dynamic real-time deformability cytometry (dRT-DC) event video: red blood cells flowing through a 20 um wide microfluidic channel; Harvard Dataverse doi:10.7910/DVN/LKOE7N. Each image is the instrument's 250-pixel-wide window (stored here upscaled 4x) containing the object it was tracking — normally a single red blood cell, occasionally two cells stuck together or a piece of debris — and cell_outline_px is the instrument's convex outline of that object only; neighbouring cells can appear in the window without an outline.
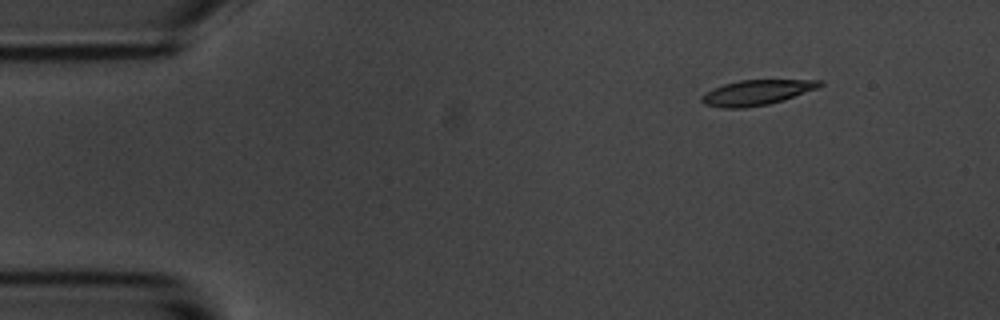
{"species": "common noctule bat (a hibernating species)", "species_latin": "Nyctalus noctula", "temperature_condition": "room temperature", "stored_images_in_passage": 49, "camera_frame_rate_fps": 3000, "um_per_image_px": 0.085, "animal": {"sex": "male", "body_mass_g": 20.1, "forearm_length_mm": 53.5}, "frame": {"image": 1, "passage_image": 1, "time_ms": 0.0, "image_size_px": [1000, 320], "cell_outline_px": [[824, 84], [816, 88], [784, 100], [768, 104], [744, 108], [720, 108], [704, 104], [700, 100], [700, 96], [712, 88], [724, 84], [740, 80], [824, 80]], "centroid_in_image_um": [64.27, 7.87], "position_along_channel_um": 20.7, "area_um2": 17.34}}
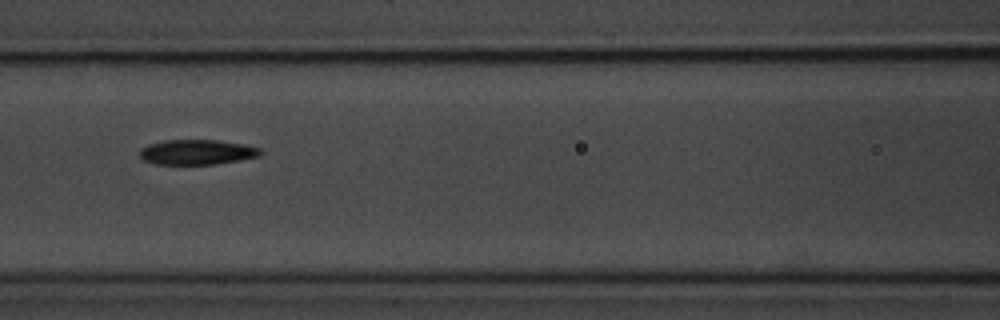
{"frame": {"image": 2, "passage_image": 18, "time_ms": 5.667, "image_size_px": [1000, 320], "cell_outline_px": [[264, 152], [260, 156], [240, 160], [216, 164], [156, 164], [144, 160], [140, 156], [140, 148], [148, 144], [164, 140], [220, 140], [244, 144], [260, 148]], "centroid_in_image_um": [16.77, 12.92], "position_along_channel_um": 149.8, "area_um2": 17.74}}
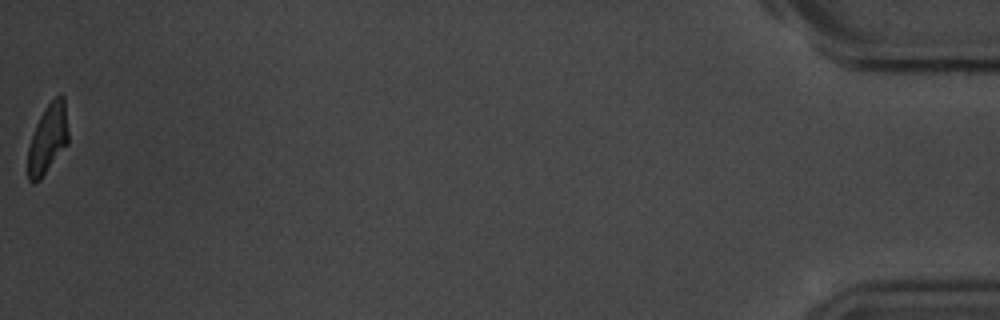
{"frame": {"image": 3, "passage_image": 49, "time_ms": 16.0, "image_size_px": [1000, 320], "cell_outline_px": [[68, 144], [40, 180], [32, 184], [28, 180], [28, 148], [36, 124], [44, 108], [60, 92], [64, 96], [68, 132]], "centroid_in_image_um": [4.07, 11.81], "position_along_channel_um": 431.1, "area_um2": 16.42}, "authors_computed_cell_mechanics": {"area_um2": 18.0336, "velocity_mm_per_s": 3.6856, "shape_relaxation_time_tau1_ms": 2.9061, "shape_relaxation_time_tau2_ms": 3.6533, "deformation_change_tau1": 0.1653, "deformation_change_tau2": 0.113}}